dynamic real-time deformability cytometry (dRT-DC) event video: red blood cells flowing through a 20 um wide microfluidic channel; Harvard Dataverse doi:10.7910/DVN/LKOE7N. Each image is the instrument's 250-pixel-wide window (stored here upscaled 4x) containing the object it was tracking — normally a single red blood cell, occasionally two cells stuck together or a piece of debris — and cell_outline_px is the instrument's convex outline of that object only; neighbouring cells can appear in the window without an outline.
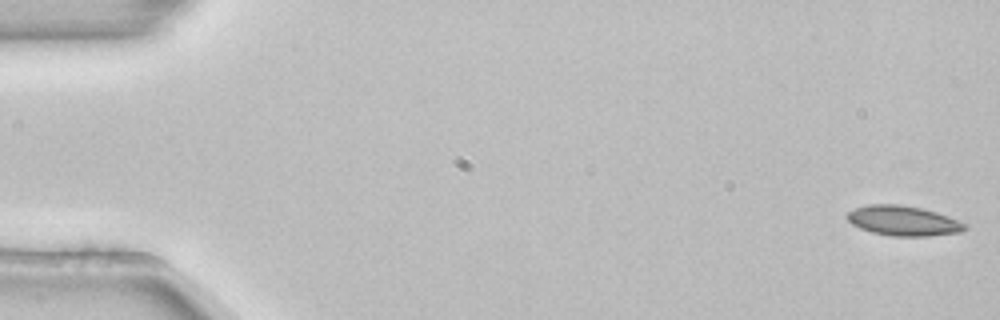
{"species": "common noctule bat (a hibernating species)", "species_latin": "Nyctalus noctula", "temperature_condition": "room temperature", "stored_images_in_passage": 54, "camera_frame_rate_fps": 3000, "um_per_image_px": 0.085, "animal": {"sex": "female", "body_mass_g": 22.7, "forearm_length_mm": 54.2}, "frame": {"image": 1, "passage_image": 1, "time_ms": 0.0, "image_size_px": [1000, 320], "cell_outline_px": [[968, 228], [960, 232], [928, 236], [892, 236], [872, 232], [860, 228], [852, 224], [848, 220], [848, 212], [856, 208], [868, 204], [900, 204], [920, 208], [936, 212], [948, 216], [968, 224]], "centroid_in_image_um": [76.81, 18.76], "position_along_channel_um": 8.2, "area_um2": 20.46}}
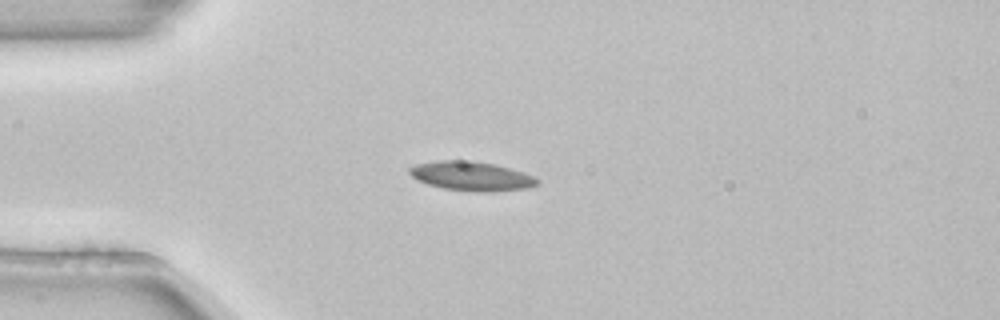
{"frame": {"image": 2, "passage_image": 14, "time_ms": 4.333, "image_size_px": [1000, 320], "cell_outline_px": [[540, 184], [528, 188], [488, 192], [476, 192], [444, 188], [428, 184], [416, 180], [408, 172], [408, 168], [416, 164], [436, 160], [472, 160], [496, 164], [524, 172], [540, 180]], "centroid_in_image_um": [40.08, 14.96], "position_along_channel_um": 44.9, "area_um2": 22.02}}
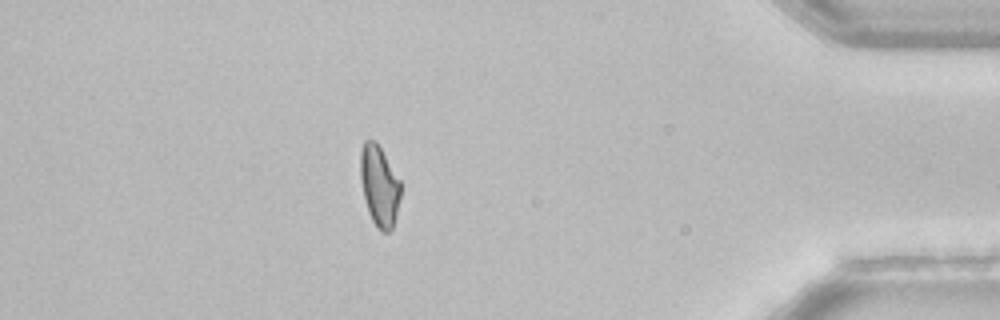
{"frame": {"image": 3, "passage_image": 47, "time_ms": 15.333, "image_size_px": [1000, 320], "cell_outline_px": [[400, 196], [396, 216], [392, 228], [388, 232], [380, 232], [376, 228], [368, 212], [364, 200], [360, 180], [360, 152], [364, 140], [376, 140], [400, 180]], "centroid_in_image_um": [32.22, 15.8], "position_along_channel_um": 403.0, "area_um2": 19.13}, "authors_computed_cell_mechanics": {"area_um2": 19.7965, "velocity_mm_per_s": 3.8514, "shape_relaxation_time_tau1_ms": 6.7573, "shape_relaxation_time_tau2_ms": null, "deformation_change_tau1": 0.1648, "deformation_change_tau2": null}}